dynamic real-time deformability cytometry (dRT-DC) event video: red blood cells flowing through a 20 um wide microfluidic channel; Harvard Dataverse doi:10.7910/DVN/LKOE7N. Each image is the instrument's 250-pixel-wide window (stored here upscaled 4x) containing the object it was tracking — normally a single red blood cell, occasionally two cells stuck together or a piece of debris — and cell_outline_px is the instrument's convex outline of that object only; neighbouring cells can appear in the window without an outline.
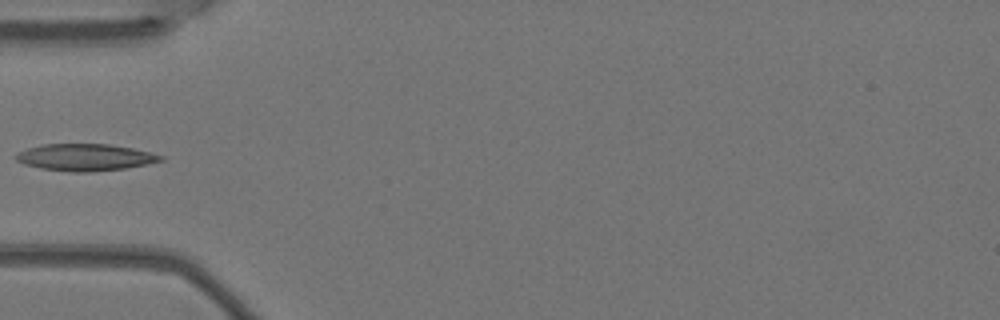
{"species": "Egyptian fruit bat (a non-hibernating species)", "species_latin": "Rousettus aegyptiacus", "temperature_condition": "warm", "stored_images_in_passage": 4, "camera_frame_rate_fps": 3000, "um_per_image_px": 0.085, "animal": {"sex": "female"}, "frame": {"image": 1, "passage_image": 4, "time_ms": 1.0, "image_size_px": [1000, 320], "cell_outline_px": [[164, 160], [148, 164], [124, 168], [92, 172], [72, 172], [40, 168], [24, 164], [16, 160], [12, 156], [16, 152], [40, 144], [108, 144], [132, 148], [164, 156]], "centroid_in_image_um": [7.19, 13.37], "position_along_channel_um": 77.8, "area_um2": 22.77}}